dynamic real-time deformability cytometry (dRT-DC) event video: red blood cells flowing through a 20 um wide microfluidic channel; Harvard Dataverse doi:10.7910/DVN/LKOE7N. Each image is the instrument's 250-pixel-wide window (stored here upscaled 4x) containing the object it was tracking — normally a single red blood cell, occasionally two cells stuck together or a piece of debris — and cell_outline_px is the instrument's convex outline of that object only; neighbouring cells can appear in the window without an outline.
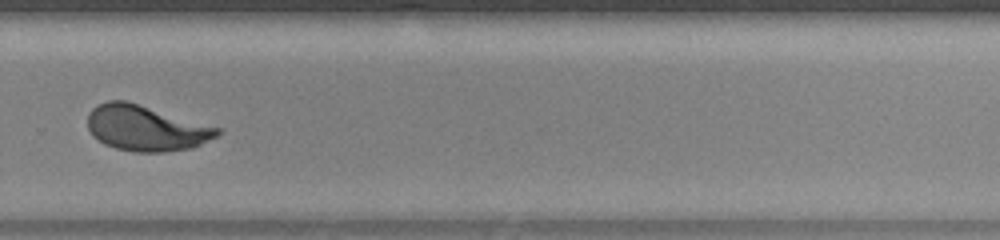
{"species": "human", "species_latin": "Homo sapiens", "temperature_condition": "warm", "stored_images_in_passage": 34, "camera_frame_rate_fps": 3000, "um_per_image_px": 0.085, "donor": {"sex": "female"}, "frame": {"image": 1, "passage_image": 20, "time_ms": 6.333, "image_size_px": [1000, 240], "cell_outline_px": [[220, 132], [216, 136], [192, 148], [164, 152], [136, 152], [116, 148], [104, 144], [92, 136], [88, 128], [88, 112], [92, 108], [108, 100], [124, 100], [220, 128]], "centroid_in_image_um": [12.36, 10.9], "position_along_channel_um": 317.4, "area_um2": 34.04}}
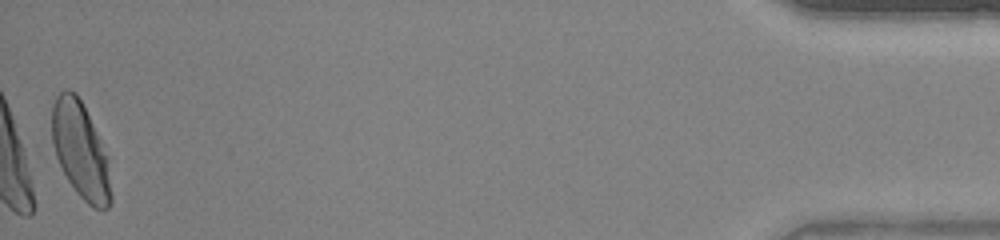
{"frame": {"image": 2, "passage_image": 34, "time_ms": 11.0, "image_size_px": [1000, 240], "cell_outline_px": [[112, 200], [108, 208], [92, 208], [76, 192], [68, 180], [56, 156], [52, 144], [52, 104], [56, 96], [64, 88], [68, 88], [76, 92], [108, 156], [112, 196]], "centroid_in_image_um": [6.84, 12.79], "position_along_channel_um": 428.4, "area_um2": 33.0}, "authors_computed_cell_mechanics": {"area_um2": 34.3621, "velocity_mm_per_s": 4.2442, "shape_relaxation_time_tau1_ms": 3.943, "shape_relaxation_time_tau2_ms": null, "deformation_change_tau1": 0.2063, "deformation_change_tau2": null}}